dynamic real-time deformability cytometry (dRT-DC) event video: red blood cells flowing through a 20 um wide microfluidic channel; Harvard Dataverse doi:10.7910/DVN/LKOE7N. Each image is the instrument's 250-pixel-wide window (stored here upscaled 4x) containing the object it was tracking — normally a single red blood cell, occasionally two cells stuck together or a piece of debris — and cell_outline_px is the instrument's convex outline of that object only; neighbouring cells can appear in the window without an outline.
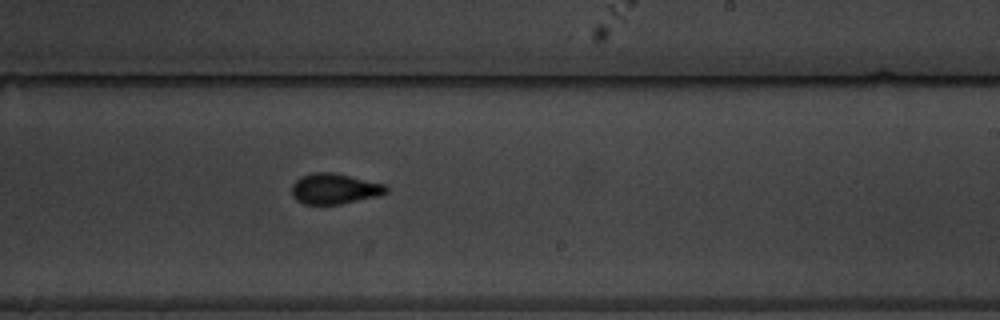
{"species": "common noctule bat (a hibernating species)", "species_latin": "Nyctalus noctula", "temperature_condition": "warm", "stored_images_in_passage": 9, "camera_frame_rate_fps": 3000, "um_per_image_px": 0.085, "animal": {"sex": "male", "body_mass_g": 19.5, "forearm_length_mm": 54.6}, "frame": {"image": 1, "passage_image": 9, "time_ms": 11.333, "image_size_px": [1000, 320], "cell_outline_px": [[388, 192], [380, 196], [340, 204], [304, 204], [296, 200], [292, 196], [292, 184], [300, 176], [312, 172], [332, 172], [384, 184], [388, 188]], "centroid_in_image_um": [28.42, 16.05], "position_along_channel_um": 260.6, "area_um2": 16.88}}